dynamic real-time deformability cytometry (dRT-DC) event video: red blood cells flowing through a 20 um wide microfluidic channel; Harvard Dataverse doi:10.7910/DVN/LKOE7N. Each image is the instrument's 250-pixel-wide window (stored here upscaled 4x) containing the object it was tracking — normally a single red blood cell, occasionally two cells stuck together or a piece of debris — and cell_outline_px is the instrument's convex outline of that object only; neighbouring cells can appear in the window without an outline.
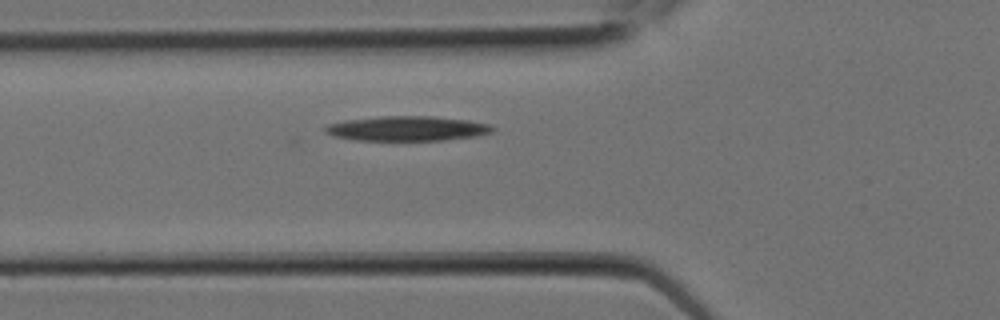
{"species": "Egyptian fruit bat (a non-hibernating species)", "species_latin": "Rousettus aegyptiacus", "temperature_condition": "room temperature", "stored_images_in_passage": 3, "camera_frame_rate_fps": 3000, "um_per_image_px": 0.085, "animal": {"sex": "female"}, "frame": {"image": 1, "passage_image": 2, "time_ms": 0.333, "image_size_px": [1000, 320], "cell_outline_px": [[496, 128], [492, 132], [476, 136], [444, 140], [356, 140], [332, 136], [324, 132], [324, 128], [328, 124], [344, 120], [380, 116], [432, 116], [468, 120], [492, 124]], "centroid_in_image_um": [34.62, 10.92], "position_along_channel_um": 91.2, "area_um2": 24.33}}